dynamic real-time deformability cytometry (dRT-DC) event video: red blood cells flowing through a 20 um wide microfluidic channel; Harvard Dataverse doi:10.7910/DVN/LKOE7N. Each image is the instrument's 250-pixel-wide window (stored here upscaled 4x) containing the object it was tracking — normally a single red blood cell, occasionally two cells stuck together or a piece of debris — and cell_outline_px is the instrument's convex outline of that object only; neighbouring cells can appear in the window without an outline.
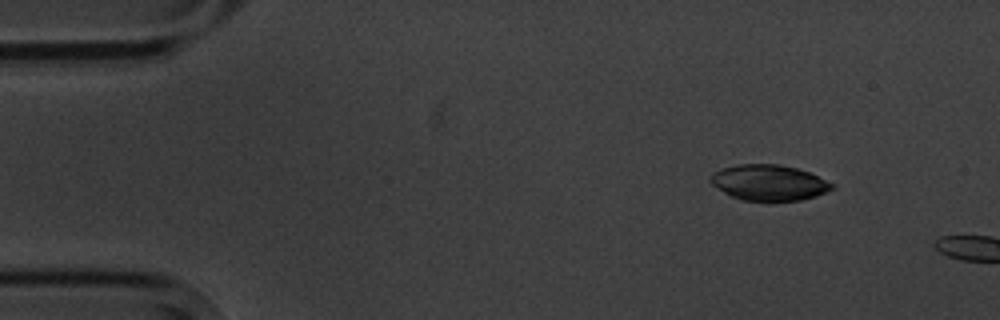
{"species": "common noctule bat (a hibernating species)", "species_latin": "Nyctalus noctula", "temperature_condition": "cold", "stored_images_in_passage": 2, "camera_frame_rate_fps": 3000, "um_per_image_px": 0.085, "animal": {"sex": "male", "body_mass_g": 20.1, "forearm_length_mm": 53.5}, "frame": {"image": 1, "passage_image": 1, "time_ms": 0.0, "image_size_px": [1000, 320], "cell_outline_px": [[832, 188], [816, 196], [800, 200], [740, 200], [724, 192], [712, 184], [708, 180], [708, 176], [712, 172], [720, 168], [736, 164], [780, 164], [796, 168], [808, 172], [832, 184]], "centroid_in_image_um": [65.26, 15.5], "position_along_channel_um": 19.7, "area_um2": 25.03}}